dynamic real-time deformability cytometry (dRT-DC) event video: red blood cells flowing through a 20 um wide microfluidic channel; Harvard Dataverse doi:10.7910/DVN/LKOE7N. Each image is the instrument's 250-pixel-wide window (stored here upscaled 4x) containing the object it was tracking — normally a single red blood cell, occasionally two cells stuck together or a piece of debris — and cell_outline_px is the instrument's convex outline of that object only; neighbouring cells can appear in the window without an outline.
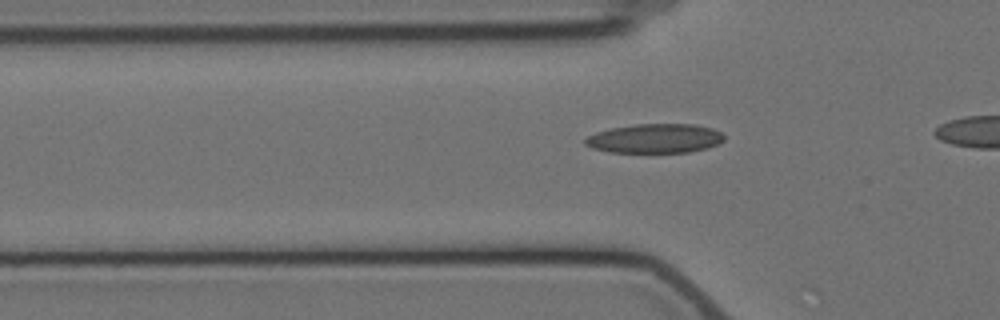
{"species": "Egyptian fruit bat (a non-hibernating species)", "species_latin": "Rousettus aegyptiacus", "temperature_condition": "cold", "stored_images_in_passage": 29, "camera_frame_rate_fps": 3000, "um_per_image_px": 0.085, "animal": {"sex": "female"}, "frame": {"image": 1, "passage_image": 2, "time_ms": 0.333, "image_size_px": [1000, 320], "cell_outline_px": [[724, 140], [708, 148], [688, 152], [608, 152], [592, 148], [584, 144], [584, 140], [588, 136], [596, 132], [612, 128], [636, 124], [696, 124], [712, 128], [720, 132], [724, 136]], "centroid_in_image_um": [55.67, 11.77], "position_along_channel_um": 70.1, "area_um2": 23.64}}
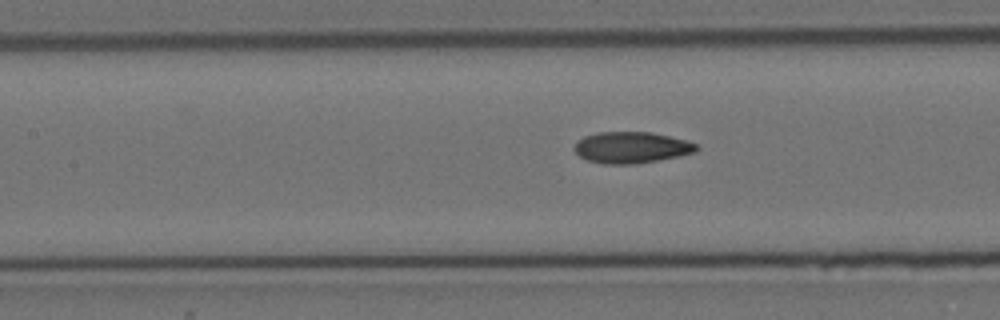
{"frame": {"image": 2, "passage_image": 9, "time_ms": 2.667, "image_size_px": [1000, 320], "cell_outline_px": [[700, 148], [696, 152], [636, 164], [604, 164], [588, 160], [580, 156], [572, 148], [576, 140], [584, 136], [596, 132], [652, 132], [684, 140], [696, 144]], "centroid_in_image_um": [53.61, 12.53], "position_along_channel_um": 153.8, "area_um2": 22.25}}
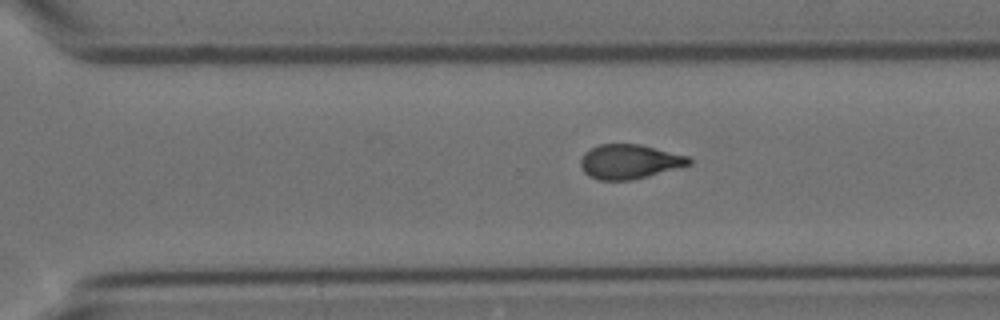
{"frame": {"image": 3, "passage_image": 23, "time_ms": 7.333, "image_size_px": [1000, 320], "cell_outline_px": [[692, 164], [648, 176], [632, 180], [600, 180], [588, 176], [584, 172], [580, 164], [580, 160], [584, 152], [600, 144], [640, 144], [688, 156], [692, 160]], "centroid_in_image_um": [53.49, 13.74], "position_along_channel_um": 317.1, "area_um2": 21.73}}